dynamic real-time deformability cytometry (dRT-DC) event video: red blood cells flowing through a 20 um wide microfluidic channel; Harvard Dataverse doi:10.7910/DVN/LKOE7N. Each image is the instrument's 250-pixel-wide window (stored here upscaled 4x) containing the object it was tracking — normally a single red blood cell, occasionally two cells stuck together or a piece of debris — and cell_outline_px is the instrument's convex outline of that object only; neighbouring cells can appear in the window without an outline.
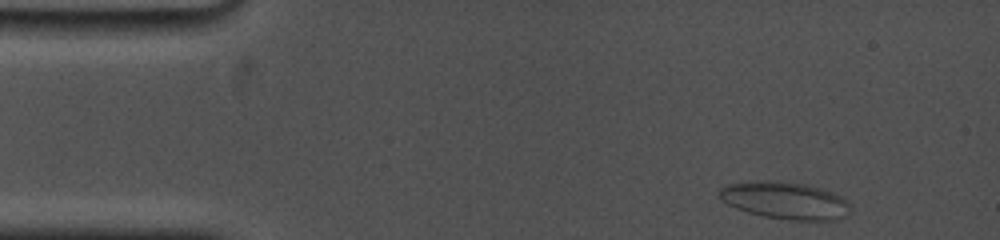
{"species": "common noctule bat (a hibernating species)", "species_latin": "Nyctalus noctula", "temperature_condition": "cold", "stored_images_in_passage": 23, "camera_frame_rate_fps": 5000, "um_per_image_px": 0.085, "animal": {"sex": "female", "body_mass_g": 19.0, "forearm_length_mm": 53.3}, "frame": {"image": 1, "passage_image": 1, "time_ms": 0.0, "image_size_px": [1000, 240], "cell_outline_px": [[852, 212], [848, 216], [840, 220], [792, 220], [764, 216], [748, 212], [736, 208], [720, 200], [720, 188], [728, 184], [768, 180], [776, 180], [804, 184], [820, 188], [832, 192], [840, 196], [848, 204]], "centroid_in_image_um": [66.77, 17.05], "position_along_channel_um": 18.2, "area_um2": 28.38}}
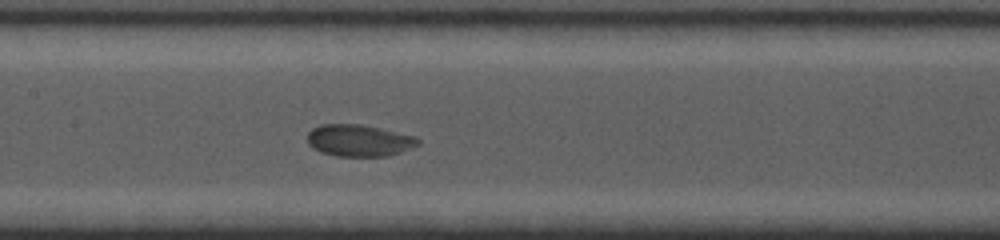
{"frame": {"image": 2, "passage_image": 14, "time_ms": 6.6, "image_size_px": [1000, 240], "cell_outline_px": [[420, 144], [412, 148], [388, 156], [336, 156], [320, 152], [312, 148], [308, 144], [308, 132], [312, 128], [320, 124], [360, 124], [380, 128], [416, 136], [420, 140]], "centroid_in_image_um": [30.52, 11.94], "position_along_channel_um": 176.9, "area_um2": 20.69}}
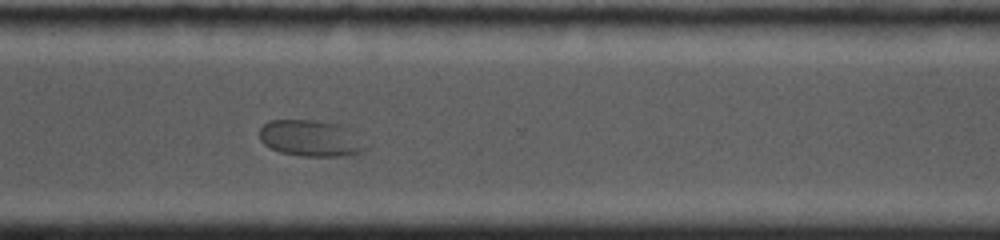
{"frame": {"image": 3, "passage_image": 23, "time_ms": 11.2, "image_size_px": [1000, 240], "cell_outline_px": [[368, 148], [364, 152], [344, 156], [304, 156], [280, 152], [264, 144], [260, 140], [260, 128], [264, 124], [272, 120], [316, 120], [340, 124], [348, 128]], "centroid_in_image_um": [26.41, 11.75], "position_along_channel_um": 344.2, "area_um2": 22.37}}